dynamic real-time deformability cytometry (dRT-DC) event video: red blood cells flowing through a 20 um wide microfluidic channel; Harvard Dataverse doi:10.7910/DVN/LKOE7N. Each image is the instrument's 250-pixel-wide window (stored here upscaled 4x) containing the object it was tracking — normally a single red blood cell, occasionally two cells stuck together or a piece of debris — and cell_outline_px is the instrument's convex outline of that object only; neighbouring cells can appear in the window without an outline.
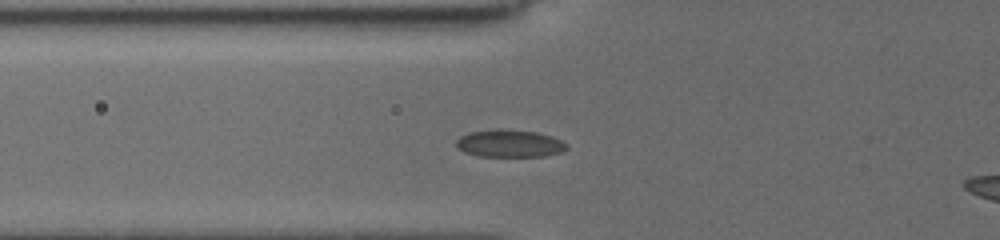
{"species": "common noctule bat (a hibernating species)", "species_latin": "Nyctalus noctula", "temperature_condition": "cold", "stored_images_in_passage": 30, "camera_frame_rate_fps": 3000, "um_per_image_px": 0.085, "animal": {"sex": "female", "body_mass_g": 19.5, "forearm_length_mm": 54.1}, "frame": {"image": 1, "passage_image": 10, "time_ms": 4.333, "image_size_px": [1000, 240], "cell_outline_px": [[568, 148], [564, 152], [544, 156], [476, 156], [464, 152], [456, 144], [456, 140], [460, 136], [468, 132], [496, 128], [500, 128], [536, 132], [552, 136], [568, 144]], "centroid_in_image_um": [43.33, 12.18], "position_along_channel_um": 82.5, "area_um2": 17.92}}
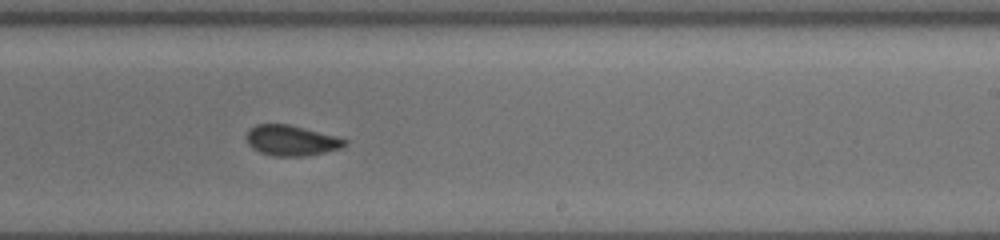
{"frame": {"image": 2, "passage_image": 21, "time_ms": 9.0, "image_size_px": [1000, 240], "cell_outline_px": [[348, 144], [340, 148], [308, 156], [272, 156], [260, 152], [252, 148], [248, 144], [244, 136], [248, 128], [256, 124], [288, 124], [336, 136], [348, 140]], "centroid_in_image_um": [24.72, 11.94], "position_along_channel_um": 264.3, "area_um2": 17.63}}
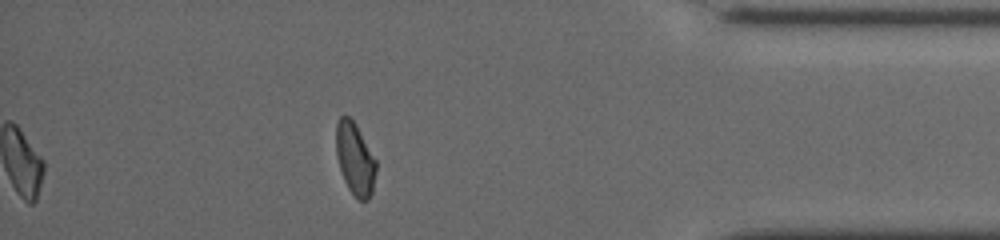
{"frame": {"image": 3, "passage_image": 30, "time_ms": 13.333, "image_size_px": [1000, 240], "cell_outline_px": [[376, 172], [372, 192], [368, 200], [360, 200], [348, 188], [344, 180], [340, 168], [336, 152], [336, 124], [340, 116], [348, 116], [356, 124], [376, 160]], "centroid_in_image_um": [30.18, 13.49], "position_along_channel_um": 405.0, "area_um2": 16.65}, "authors_computed_cell_mechanics": {"area_um2": 17.8024, "velocity_mm_per_s": 3.9028, "shape_relaxation_time_tau1_ms": null, "shape_relaxation_time_tau2_ms": 3.8104, "deformation_change_tau1": null, "deformation_change_tau2": 0.0633}}